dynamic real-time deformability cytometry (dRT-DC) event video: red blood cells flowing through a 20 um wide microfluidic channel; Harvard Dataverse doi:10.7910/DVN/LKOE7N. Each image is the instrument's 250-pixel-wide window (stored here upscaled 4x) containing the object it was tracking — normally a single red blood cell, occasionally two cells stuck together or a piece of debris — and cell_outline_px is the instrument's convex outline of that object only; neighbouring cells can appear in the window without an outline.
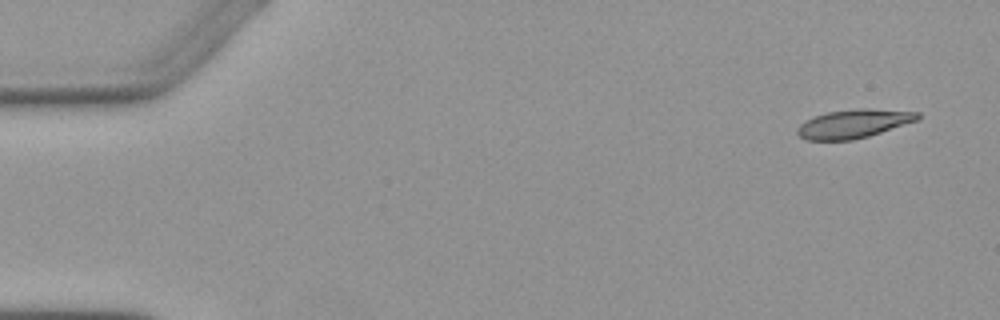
{"species": "Egyptian fruit bat (a non-hibernating species)", "species_latin": "Rousettus aegyptiacus", "temperature_condition": "warm", "stored_images_in_passage": 6, "camera_frame_rate_fps": 3000, "um_per_image_px": 0.085, "animal": {"sex": "female"}, "frame": {"image": 1, "passage_image": 1, "time_ms": 0.0, "image_size_px": [1000, 320], "cell_outline_px": [[920, 120], [868, 136], [852, 140], [804, 140], [796, 132], [796, 128], [804, 120], [828, 112], [856, 108], [868, 108], [920, 112]], "centroid_in_image_um": [72.57, 10.51], "position_along_channel_um": 12.4, "area_um2": 20.23}}
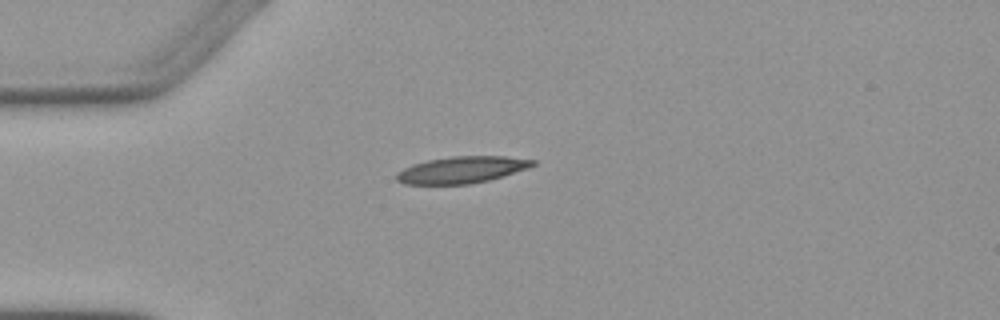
{"frame": {"image": 2, "passage_image": 4, "time_ms": 3.667, "image_size_px": [1000, 320], "cell_outline_px": [[536, 164], [528, 168], [488, 180], [468, 184], [404, 184], [396, 180], [396, 172], [412, 164], [428, 160], [452, 156], [504, 156], [536, 160]], "centroid_in_image_um": [39.22, 14.43], "position_along_channel_um": 45.8, "area_um2": 21.1}}
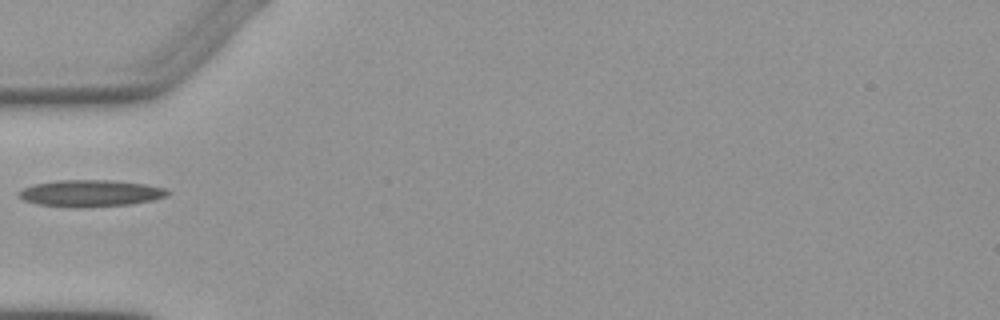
{"frame": {"image": 3, "passage_image": 5, "time_ms": 5.0, "image_size_px": [1000, 320], "cell_outline_px": [[172, 192], [168, 196], [152, 200], [132, 204], [88, 208], [76, 208], [36, 204], [24, 200], [16, 192], [24, 188], [36, 184], [56, 180], [112, 180], [144, 184], [168, 188]], "centroid_in_image_um": [7.74, 16.44], "position_along_channel_um": 77.3, "area_um2": 23.52}}